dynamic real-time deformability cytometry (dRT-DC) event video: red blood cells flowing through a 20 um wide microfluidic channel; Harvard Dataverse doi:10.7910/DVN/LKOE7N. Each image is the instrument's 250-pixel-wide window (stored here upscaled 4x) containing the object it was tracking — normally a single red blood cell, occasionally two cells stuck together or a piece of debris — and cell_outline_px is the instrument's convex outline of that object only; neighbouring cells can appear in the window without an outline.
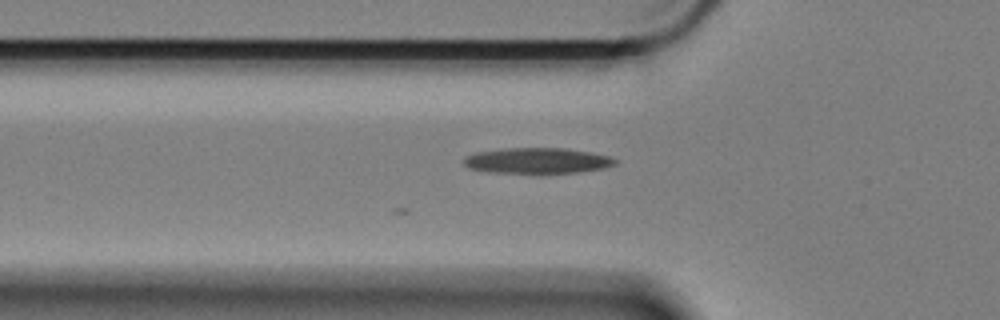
{"species": "Egyptian fruit bat (a non-hibernating species)", "species_latin": "Rousettus aegyptiacus", "temperature_condition": "cold", "stored_images_in_passage": 27, "camera_frame_rate_fps": 3000, "um_per_image_px": 0.085, "animal": {"sex": "female"}, "frame": {"image": 1, "passage_image": 2, "time_ms": 0.333, "image_size_px": [1000, 320], "cell_outline_px": [[616, 164], [604, 168], [576, 172], [488, 172], [468, 168], [464, 164], [464, 156], [476, 152], [500, 148], [564, 148], [592, 152], [608, 156], [616, 160]], "centroid_in_image_um": [45.63, 13.64], "position_along_channel_um": 80.2, "area_um2": 22.43}}
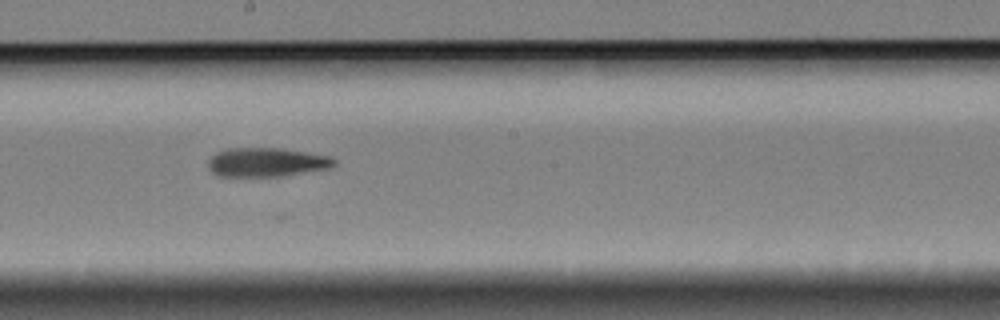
{"frame": {"image": 2, "passage_image": 15, "time_ms": 4.667, "image_size_px": [1000, 320], "cell_outline_px": [[336, 164], [328, 168], [280, 176], [216, 176], [208, 168], [208, 160], [216, 152], [228, 148], [280, 148], [328, 156], [336, 160]], "centroid_in_image_um": [22.6, 13.79], "position_along_channel_um": 225.6, "area_um2": 21.1}}
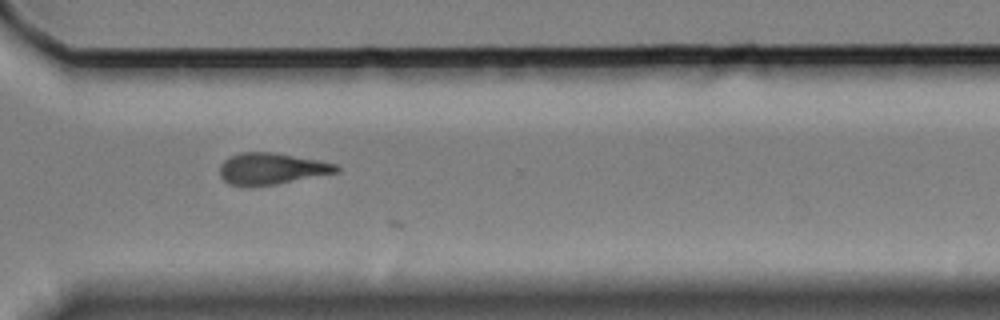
{"frame": {"image": 3, "passage_image": 26, "time_ms": 8.333, "image_size_px": [1000, 320], "cell_outline_px": [[340, 172], [276, 184], [248, 188], [228, 184], [220, 176], [220, 164], [224, 160], [240, 152], [272, 152], [320, 160], [336, 164], [340, 168]], "centroid_in_image_um": [23.07, 14.36], "position_along_channel_um": 347.5, "area_um2": 21.73}}